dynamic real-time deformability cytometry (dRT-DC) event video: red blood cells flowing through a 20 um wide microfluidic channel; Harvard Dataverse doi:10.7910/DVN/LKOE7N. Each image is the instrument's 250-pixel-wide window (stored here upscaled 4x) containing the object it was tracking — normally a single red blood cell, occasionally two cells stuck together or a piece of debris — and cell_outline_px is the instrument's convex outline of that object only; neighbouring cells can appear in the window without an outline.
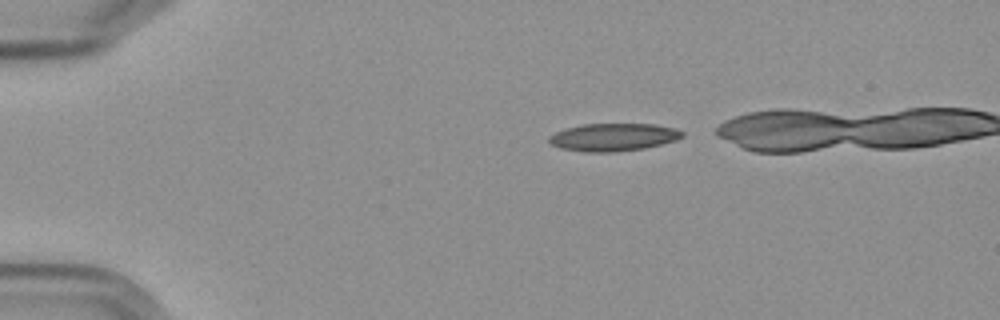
{"species": "Egyptian fruit bat (a non-hibernating species)", "species_latin": "Rousettus aegyptiacus", "temperature_condition": "cold", "stored_images_in_passage": 6, "camera_frame_rate_fps": 3000, "um_per_image_px": 0.085, "frame": {"image": 1, "passage_image": 1, "time_ms": 0.0, "image_size_px": [1000, 320], "cell_outline_px": [[684, 136], [676, 140], [644, 148], [612, 152], [584, 152], [560, 148], [552, 144], [548, 140], [548, 136], [556, 132], [568, 128], [584, 124], [656, 124], [676, 128], [684, 132]], "centroid_in_image_um": [52.15, 11.66], "position_along_channel_um": 32.8, "area_um2": 21.44}}